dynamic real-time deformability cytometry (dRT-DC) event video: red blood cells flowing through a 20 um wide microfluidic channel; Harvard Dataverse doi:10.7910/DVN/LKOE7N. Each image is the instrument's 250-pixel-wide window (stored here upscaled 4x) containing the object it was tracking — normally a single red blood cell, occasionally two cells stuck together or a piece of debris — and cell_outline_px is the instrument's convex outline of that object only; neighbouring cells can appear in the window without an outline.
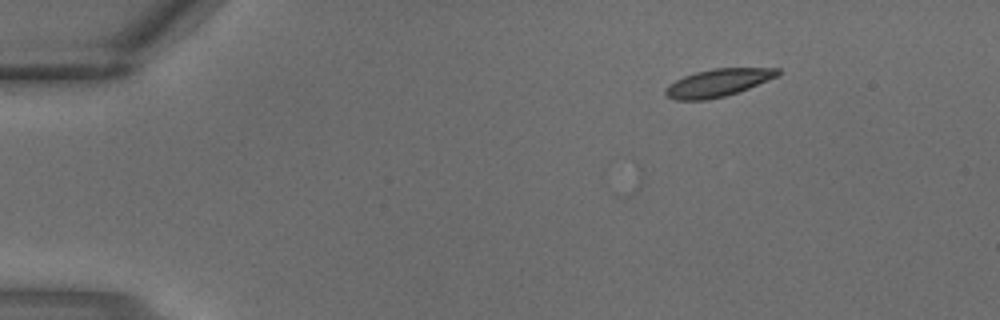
{"species": "common noctule bat (a hibernating species)", "species_latin": "Nyctalus noctula", "temperature_condition": "warm", "stored_images_in_passage": 3, "camera_frame_rate_fps": 3000, "um_per_image_px": 0.085, "animal": {"sex": "male", "body_mass_g": 18.8}, "frame": {"image": 1, "passage_image": 2, "time_ms": 0.333, "image_size_px": [1000, 320], "cell_outline_px": [[780, 76], [748, 88], [724, 96], [704, 100], [676, 100], [668, 96], [664, 92], [668, 84], [684, 76], [696, 72], [712, 68], [780, 68]], "centroid_in_image_um": [61.05, 7.02], "position_along_channel_um": 24.0, "area_um2": 17.98}}